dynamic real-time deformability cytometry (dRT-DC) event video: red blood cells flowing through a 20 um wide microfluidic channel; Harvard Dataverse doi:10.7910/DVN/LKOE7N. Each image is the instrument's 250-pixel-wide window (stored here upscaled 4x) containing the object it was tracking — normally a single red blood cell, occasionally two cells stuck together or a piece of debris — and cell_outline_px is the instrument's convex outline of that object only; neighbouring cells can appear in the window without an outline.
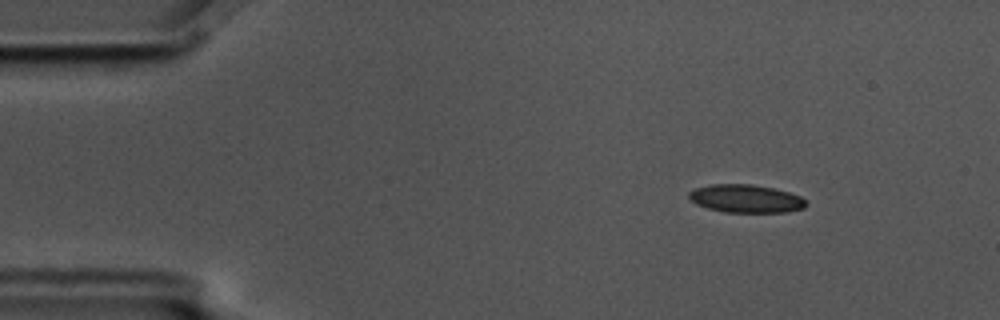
{"species": "common noctule bat (a hibernating species)", "species_latin": "Nyctalus noctula", "temperature_condition": "cold", "stored_images_in_passage": 5, "camera_frame_rate_fps": 3000, "um_per_image_px": 0.085, "animal": {"sex": "male", "body_mass_g": 17.5, "forearm_length_mm": 52.3}, "frame": {"image": 1, "passage_image": 2, "time_ms": 0.333, "image_size_px": [1000, 320], "cell_outline_px": [[808, 204], [804, 208], [788, 212], [724, 212], [708, 208], [696, 204], [688, 196], [688, 192], [696, 188], [708, 184], [752, 184], [772, 188], [788, 192], [800, 196]], "centroid_in_image_um": [63.39, 16.88], "position_along_channel_um": 21.6, "area_um2": 19.13}}
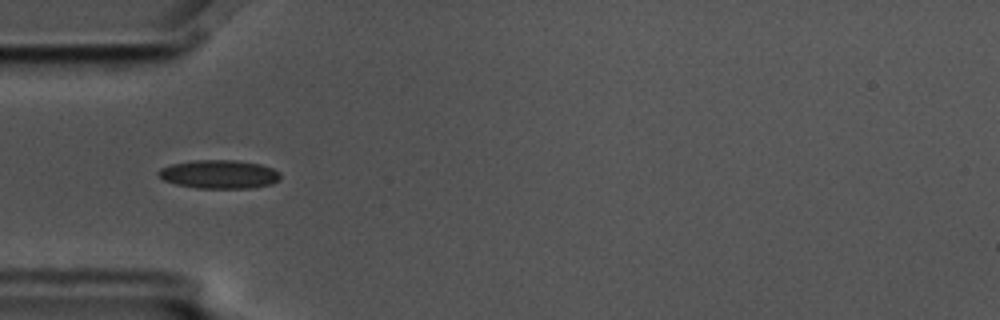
{"frame": {"image": 2, "passage_image": 5, "time_ms": 1.333, "image_size_px": [1000, 320], "cell_outline_px": [[280, 180], [272, 184], [252, 188], [196, 188], [176, 184], [164, 180], [156, 176], [156, 172], [160, 168], [172, 164], [192, 160], [236, 160], [260, 164], [272, 168], [280, 172]], "centroid_in_image_um": [18.62, 14.81], "position_along_channel_um": 66.4, "area_um2": 20.52}}